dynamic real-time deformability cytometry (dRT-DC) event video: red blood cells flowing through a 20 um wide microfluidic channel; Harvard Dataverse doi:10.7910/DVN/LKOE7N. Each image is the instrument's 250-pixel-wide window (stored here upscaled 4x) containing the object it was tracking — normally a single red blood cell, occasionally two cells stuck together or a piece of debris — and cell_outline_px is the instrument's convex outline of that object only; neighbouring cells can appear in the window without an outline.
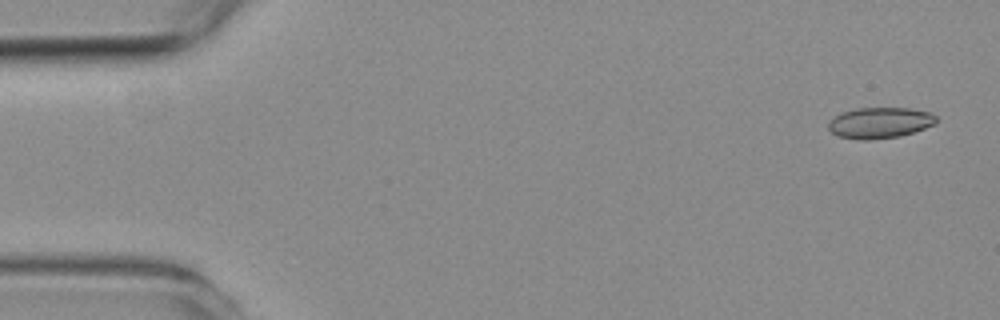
{"species": "common noctule bat (a hibernating species)", "species_latin": "Nyctalus noctula", "temperature_condition": "room temperature", "stored_images_in_passage": 5, "camera_frame_rate_fps": 3000, "um_per_image_px": 0.085, "animal": {"sex": "female", "body_mass_g": 19.3, "forearm_length_mm": 54.1}, "frame": {"image": 1, "passage_image": 1, "time_ms": 0.0, "image_size_px": [1000, 320], "cell_outline_px": [[936, 124], [900, 136], [868, 140], [864, 140], [840, 136], [832, 132], [828, 128], [828, 124], [840, 112], [856, 108], [908, 108], [928, 112], [936, 116]], "centroid_in_image_um": [74.79, 10.43], "position_along_channel_um": 10.2, "area_um2": 19.19}}
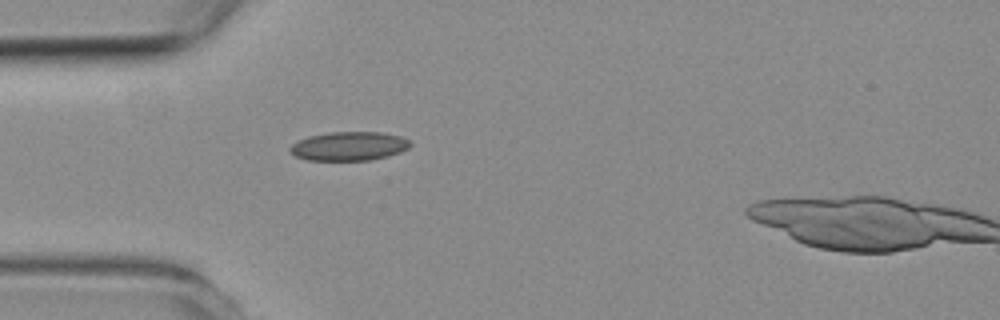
{"frame": {"image": 2, "passage_image": 4, "time_ms": 4.333, "image_size_px": [1000, 320], "cell_outline_px": [[412, 144], [408, 148], [400, 152], [388, 156], [368, 160], [308, 160], [296, 156], [288, 152], [288, 148], [292, 144], [308, 136], [328, 132], [384, 132], [400, 136], [408, 140]], "centroid_in_image_um": [29.65, 12.42], "position_along_channel_um": 55.3, "area_um2": 20.29}}